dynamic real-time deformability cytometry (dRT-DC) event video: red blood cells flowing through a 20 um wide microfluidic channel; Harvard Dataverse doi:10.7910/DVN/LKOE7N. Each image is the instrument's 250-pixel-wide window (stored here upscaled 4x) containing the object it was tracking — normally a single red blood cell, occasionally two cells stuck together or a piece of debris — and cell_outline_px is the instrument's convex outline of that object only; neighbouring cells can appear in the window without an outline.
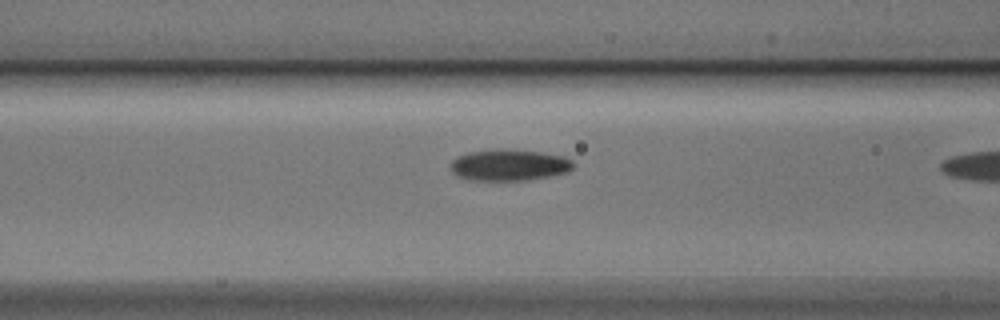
{"species": "Egyptian fruit bat (a non-hibernating species)", "species_latin": "Rousettus aegyptiacus", "temperature_condition": "cold", "stored_images_in_passage": 11, "camera_frame_rate_fps": 3000, "um_per_image_px": 0.085, "animal": {"sex": "male"}, "frame": {"image": 1, "passage_image": 10, "time_ms": 3.0, "image_size_px": [1000, 320], "cell_outline_px": [[572, 168], [568, 172], [548, 176], [524, 180], [468, 180], [456, 176], [452, 172], [452, 160], [468, 152], [496, 148], [504, 148], [540, 152], [564, 156], [572, 160]], "centroid_in_image_um": [43.26, 14.02], "position_along_channel_um": 123.3, "area_um2": 22.43}}